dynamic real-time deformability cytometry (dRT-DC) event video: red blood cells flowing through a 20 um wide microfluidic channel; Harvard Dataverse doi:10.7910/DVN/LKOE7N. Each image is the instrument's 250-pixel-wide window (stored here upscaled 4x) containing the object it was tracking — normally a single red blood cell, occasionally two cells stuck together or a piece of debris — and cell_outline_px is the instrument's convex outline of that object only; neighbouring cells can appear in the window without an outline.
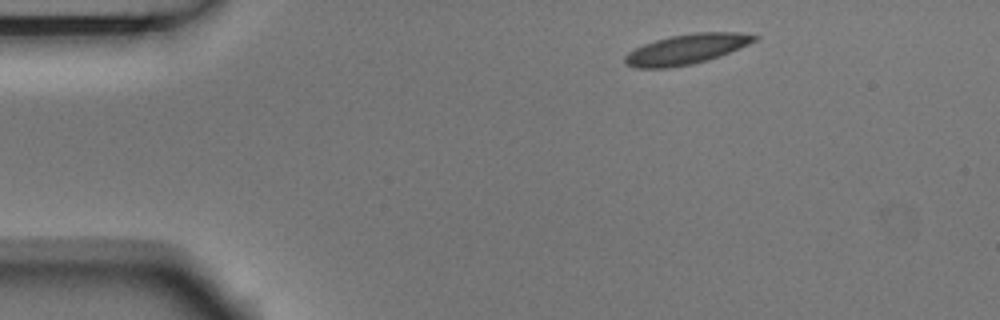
{"species": "Egyptian fruit bat (a non-hibernating species)", "species_latin": "Rousettus aegyptiacus", "temperature_condition": "room temperature", "stored_images_in_passage": 2, "camera_frame_rate_fps": 3000, "um_per_image_px": 0.085, "animal": {"sex": "male"}, "frame": {"image": 1, "passage_image": 1, "time_ms": 0.0, "image_size_px": [1000, 320], "cell_outline_px": [[760, 36], [756, 40], [740, 48], [720, 56], [708, 60], [692, 64], [668, 68], [636, 68], [624, 64], [624, 56], [628, 52], [644, 44], [656, 40], [672, 36], [696, 32], [740, 32]], "centroid_in_image_um": [58.35, 4.19], "position_along_channel_um": 26.7, "area_um2": 22.66}}